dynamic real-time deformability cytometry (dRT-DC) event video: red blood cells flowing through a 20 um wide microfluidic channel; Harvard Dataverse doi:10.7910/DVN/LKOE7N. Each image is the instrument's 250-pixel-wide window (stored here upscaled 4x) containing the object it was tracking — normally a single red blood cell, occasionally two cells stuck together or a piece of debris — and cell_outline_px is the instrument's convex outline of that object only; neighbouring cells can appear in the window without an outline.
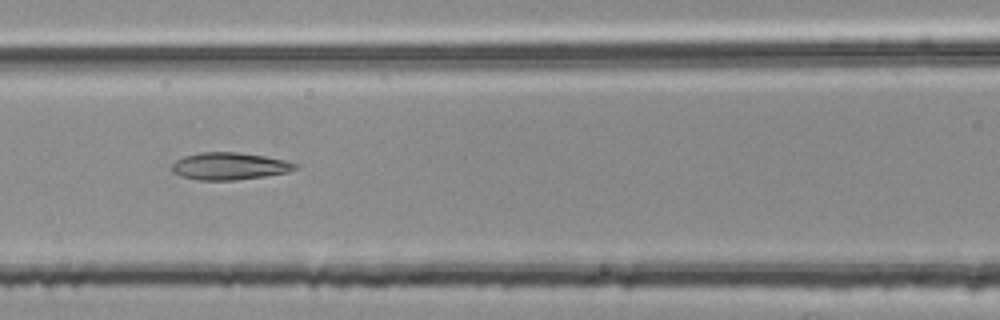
{"species": "common noctule bat (a hibernating species)", "species_latin": "Nyctalus noctula", "temperature_condition": "room temperature", "stored_images_in_passage": 36, "camera_frame_rate_fps": 3000, "um_per_image_px": 0.085, "animal": {"sex": "female", "body_mass_g": 25.1}, "frame": {"image": 1, "passage_image": 12, "time_ms": 3.667, "image_size_px": [1000, 320], "cell_outline_px": [[300, 164], [296, 168], [288, 172], [264, 176], [236, 180], [196, 180], [180, 176], [172, 172], [172, 164], [176, 160], [184, 156], [196, 152], [236, 152], [264, 156], [284, 160]], "centroid_in_image_um": [19.47, 14.12], "position_along_channel_um": 147.1, "area_um2": 19.65}}
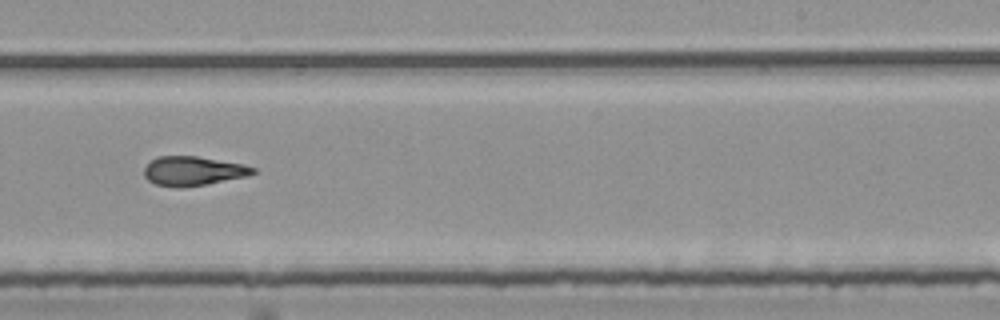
{"frame": {"image": 2, "passage_image": 22, "time_ms": 7.0, "image_size_px": [1000, 320], "cell_outline_px": [[256, 172], [248, 176], [204, 184], [156, 184], [148, 180], [144, 176], [144, 168], [156, 156], [196, 156], [244, 164], [256, 168]], "centroid_in_image_um": [16.46, 14.48], "position_along_channel_um": 272.5, "area_um2": 17.74}}
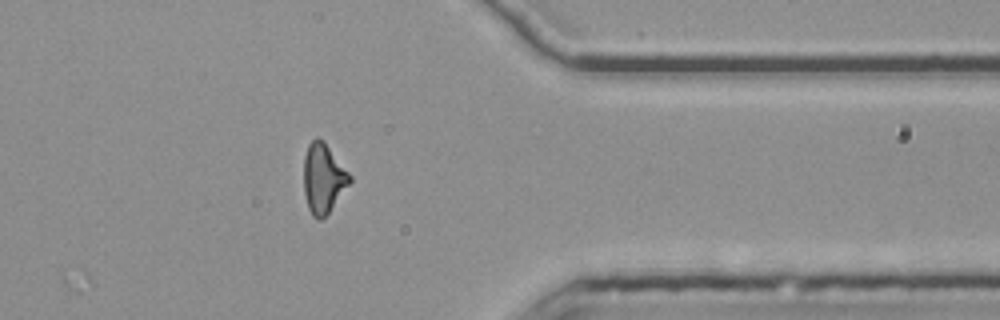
{"frame": {"image": 3, "passage_image": 32, "time_ms": 10.333, "image_size_px": [1000, 320], "cell_outline_px": [[352, 180], [328, 212], [320, 220], [312, 216], [308, 208], [304, 192], [304, 156], [308, 144], [316, 136], [324, 140], [352, 176]], "centroid_in_image_um": [27.47, 15.11], "position_along_channel_um": 383.9, "area_um2": 18.61}, "authors_computed_cell_mechanics": {"area_um2": 19.0451, "velocity_mm_per_s": 3.7849, "shape_relaxation_time_tau1_ms": null, "shape_relaxation_time_tau2_ms": 2.7533, "deformation_change_tau1": null, "deformation_change_tau2": 0.1286}}